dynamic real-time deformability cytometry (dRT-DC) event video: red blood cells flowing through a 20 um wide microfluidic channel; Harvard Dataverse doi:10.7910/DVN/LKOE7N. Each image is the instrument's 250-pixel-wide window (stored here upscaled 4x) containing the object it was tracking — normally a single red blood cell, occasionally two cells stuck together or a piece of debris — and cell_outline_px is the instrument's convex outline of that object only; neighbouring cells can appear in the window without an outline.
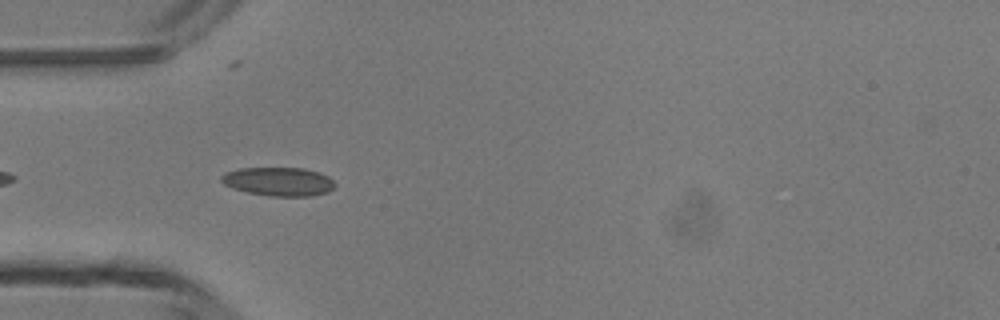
{"species": "common noctule bat (a hibernating species)", "species_latin": "Nyctalus noctula", "temperature_condition": "room temperature", "stored_images_in_passage": 7, "segment_of_instrument_passage": [2, 2], "camera_frame_rate_fps": 3000, "um_per_image_px": 0.085, "animal": {"sex": "male", "body_mass_g": 13.3}, "frame": {"image": 1, "passage_image": 4, "time_ms": 4.333, "image_size_px": [1000, 320], "cell_outline_px": [[336, 184], [328, 192], [312, 196], [268, 196], [248, 192], [232, 188], [224, 184], [220, 180], [220, 176], [224, 172], [240, 168], [304, 168], [320, 172], [328, 176]], "centroid_in_image_um": [23.67, 15.43], "position_along_channel_um": 61.3, "area_um2": 19.13}}
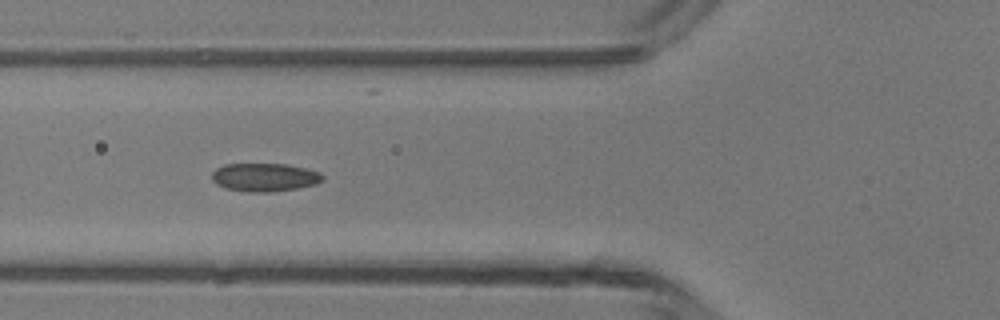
{"frame": {"image": 2, "passage_image": 5, "time_ms": 5.333, "image_size_px": [1000, 320], "cell_outline_px": [[324, 180], [316, 184], [296, 188], [268, 192], [248, 192], [224, 188], [216, 184], [212, 180], [212, 172], [216, 168], [224, 164], [284, 164], [304, 168], [320, 172], [324, 176]], "centroid_in_image_um": [22.47, 15.07], "position_along_channel_um": 103.3, "area_um2": 18.26}}
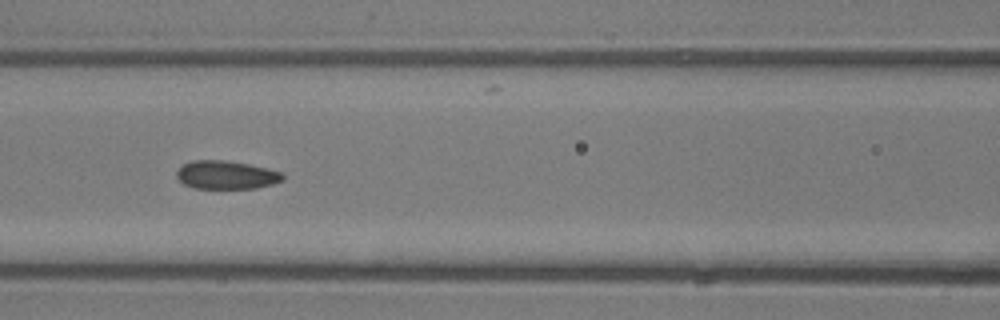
{"frame": {"image": 3, "passage_image": 6, "time_ms": 6.333, "image_size_px": [1000, 320], "cell_outline_px": [[284, 180], [272, 184], [256, 188], [196, 188], [184, 184], [176, 176], [176, 172], [184, 164], [192, 160], [220, 160], [248, 164], [280, 172], [284, 176]], "centroid_in_image_um": [19.22, 14.87], "position_along_channel_um": 147.4, "area_um2": 17.22}}